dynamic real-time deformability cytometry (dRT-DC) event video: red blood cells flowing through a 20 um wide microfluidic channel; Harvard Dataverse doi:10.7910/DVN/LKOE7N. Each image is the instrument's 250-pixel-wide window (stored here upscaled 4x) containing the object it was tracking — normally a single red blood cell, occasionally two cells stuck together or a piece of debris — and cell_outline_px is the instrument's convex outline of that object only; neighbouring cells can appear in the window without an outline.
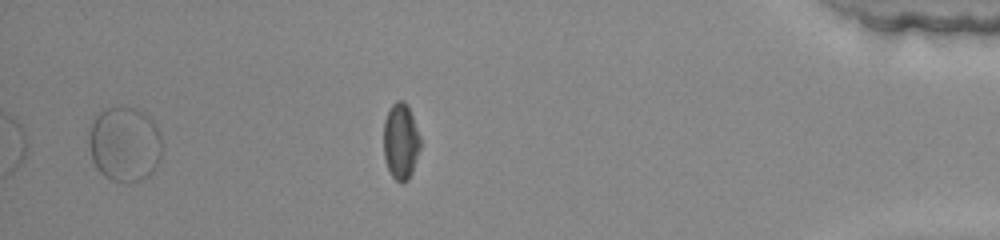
{"species": "common noctule bat (a hibernating species)", "species_latin": "Nyctalus noctula", "temperature_condition": "warm", "stored_images_in_passage": 44, "segment_of_instrument_passage": [2, 2], "camera_frame_rate_fps": 3000, "um_per_image_px": 0.085, "animal": {"sex": "female", "body_mass_g": 22.0, "forearm_length_mm": 56.7}, "frame": {"image": 1, "passage_image": 44, "time_ms": 14.333, "image_size_px": [1000, 240], "cell_outline_px": [[160, 160], [156, 168], [148, 176], [140, 180], [112, 180], [104, 176], [96, 168], [92, 160], [88, 144], [88, 132], [96, 116], [100, 112], [108, 108], [120, 104], [136, 108], [148, 116], [156, 124], [160, 136]], "centroid_in_image_um": [10.57, 12.21], "position_along_channel_um": 424.6, "area_um2": 32.08}}